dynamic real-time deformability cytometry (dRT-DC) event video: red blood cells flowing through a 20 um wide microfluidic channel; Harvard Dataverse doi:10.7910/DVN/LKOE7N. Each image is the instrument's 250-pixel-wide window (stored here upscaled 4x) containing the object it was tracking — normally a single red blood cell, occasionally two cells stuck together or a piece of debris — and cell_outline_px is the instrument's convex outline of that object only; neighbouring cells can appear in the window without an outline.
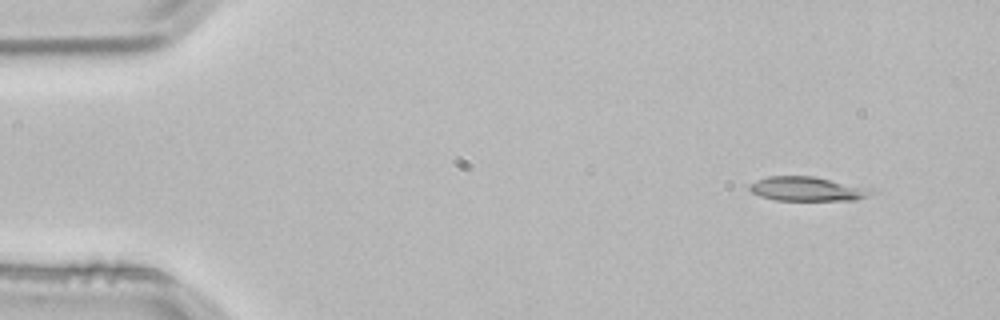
{"species": "common noctule bat (a hibernating species)", "species_latin": "Nyctalus noctula", "temperature_condition": "room temperature", "stored_images_in_passage": 4, "segment_of_instrument_passage": [2, 2], "camera_frame_rate_fps": 3000, "um_per_image_px": 0.085, "animal": {"sex": "male", "body_mass_g": 21.5, "forearm_length_mm": 52.0}, "frame": {"image": 1, "passage_image": 4, "time_ms": 1.0, "image_size_px": [1000, 320], "cell_outline_px": [[876, 192], [856, 200], [776, 200], [760, 196], [752, 192], [748, 188], [748, 184], [756, 180], [768, 176], [816, 176], [872, 188]], "centroid_in_image_um": [68.63, 16.05], "position_along_channel_um": 16.4, "area_um2": 17.4}}